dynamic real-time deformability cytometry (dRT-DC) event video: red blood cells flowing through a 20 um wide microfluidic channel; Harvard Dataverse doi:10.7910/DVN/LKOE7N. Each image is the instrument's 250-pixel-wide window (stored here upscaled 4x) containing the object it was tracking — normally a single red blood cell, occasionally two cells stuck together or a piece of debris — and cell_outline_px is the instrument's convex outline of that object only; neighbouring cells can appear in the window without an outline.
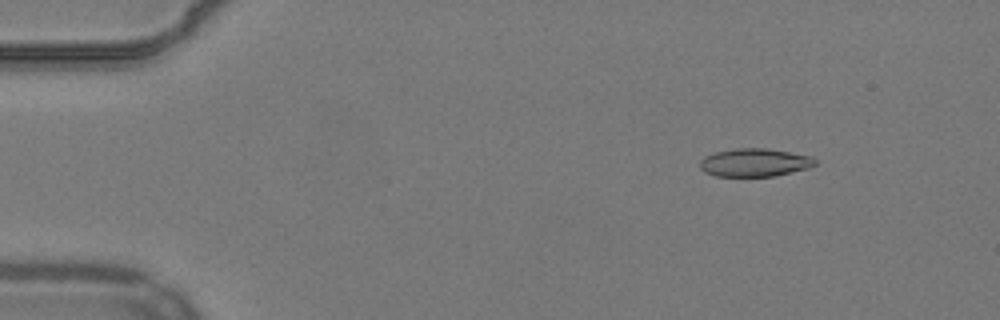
{"species": "common noctule bat (a hibernating species)", "species_latin": "Nyctalus noctula", "temperature_condition": "warm", "stored_images_in_passage": 51, "camera_frame_rate_fps": 3000, "um_per_image_px": 0.085, "animal": {"sex": "male", "body_mass_g": 19.2, "forearm_length_mm": 51.8}, "frame": {"image": 1, "passage_image": 4, "time_ms": 1.0, "image_size_px": [1000, 320], "cell_outline_px": [[816, 164], [808, 168], [772, 176], [716, 176], [704, 172], [700, 168], [700, 160], [704, 156], [716, 152], [736, 148], [768, 148], [812, 156], [816, 160]], "centroid_in_image_um": [64.13, 13.81], "position_along_channel_um": 20.9, "area_um2": 18.84}}
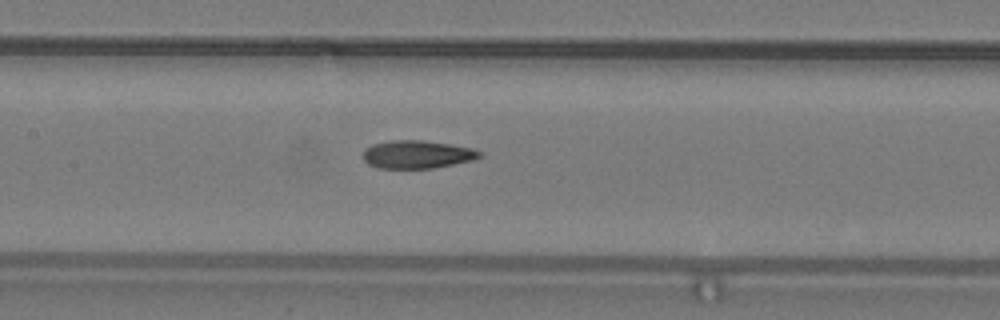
{"frame": {"image": 2, "passage_image": 23, "time_ms": 7.333, "image_size_px": [1000, 320], "cell_outline_px": [[480, 156], [472, 160], [432, 168], [376, 168], [368, 164], [364, 160], [364, 148], [372, 144], [392, 140], [420, 140], [448, 144], [472, 148], [480, 152]], "centroid_in_image_um": [35.39, 13.12], "position_along_channel_um": 172.0, "area_um2": 18.79}}
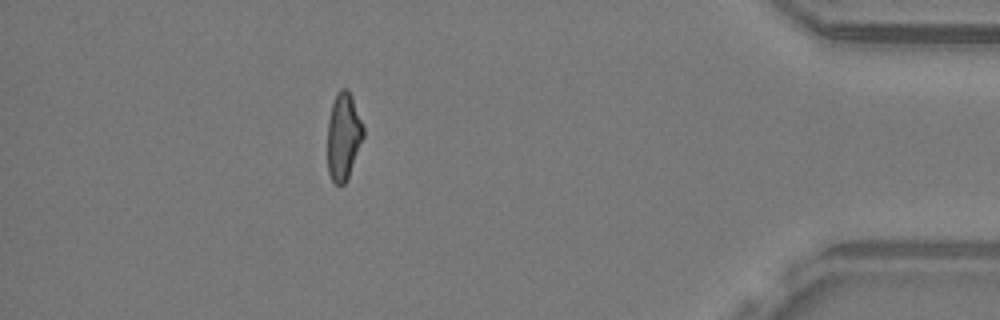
{"frame": {"image": 3, "passage_image": 45, "time_ms": 14.667, "image_size_px": [1000, 320], "cell_outline_px": [[364, 136], [348, 176], [344, 184], [340, 188], [332, 180], [328, 172], [328, 120], [332, 104], [336, 92], [340, 88], [348, 88], [352, 96], [364, 128]], "centroid_in_image_um": [29.19, 11.57], "position_along_channel_um": 406.0, "area_um2": 18.21}, "authors_computed_cell_mechanics": {"area_um2": 19.074, "velocity_mm_per_s": 3.8593, "shape_relaxation_time_tau1_ms": null, "shape_relaxation_time_tau2_ms": 2.721, "deformation_change_tau1": null, "deformation_change_tau2": 0.1174}}